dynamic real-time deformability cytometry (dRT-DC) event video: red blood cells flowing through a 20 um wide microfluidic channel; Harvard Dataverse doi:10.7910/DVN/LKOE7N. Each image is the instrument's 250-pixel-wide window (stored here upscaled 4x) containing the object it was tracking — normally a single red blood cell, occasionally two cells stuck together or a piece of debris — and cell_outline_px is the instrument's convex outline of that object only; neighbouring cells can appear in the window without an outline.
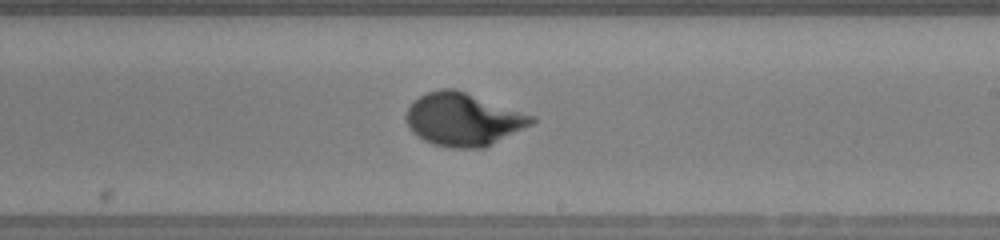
{"species": "human", "species_latin": "Homo sapiens", "temperature_condition": "warm", "stored_images_in_passage": 35, "camera_frame_rate_fps": 3000, "um_per_image_px": 0.085, "donor": {"sex": "female"}, "frame": {"image": 1, "passage_image": 14, "time_ms": 4.333, "image_size_px": [1000, 240], "cell_outline_px": [[536, 120], [532, 124], [484, 148], [452, 148], [432, 144], [424, 140], [412, 132], [408, 128], [408, 108], [412, 100], [428, 92], [440, 88], [456, 88], [536, 116]], "centroid_in_image_um": [39.39, 10.14], "position_along_channel_um": 249.6, "area_um2": 38.73}}
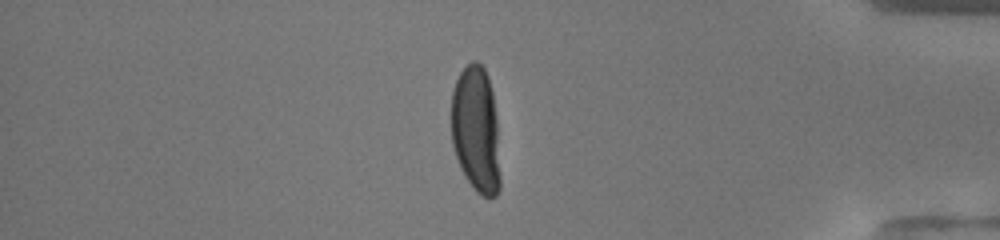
{"frame": {"image": 2, "passage_image": 27, "time_ms": 8.667, "image_size_px": [1000, 240], "cell_outline_px": [[500, 188], [496, 196], [480, 196], [476, 192], [464, 176], [460, 168], [452, 144], [452, 92], [456, 80], [460, 72], [472, 60], [476, 60], [484, 68], [488, 76], [492, 92], [496, 120], [500, 176]], "centroid_in_image_um": [40.45, 11.04], "position_along_channel_um": 394.7, "area_um2": 36.07}}
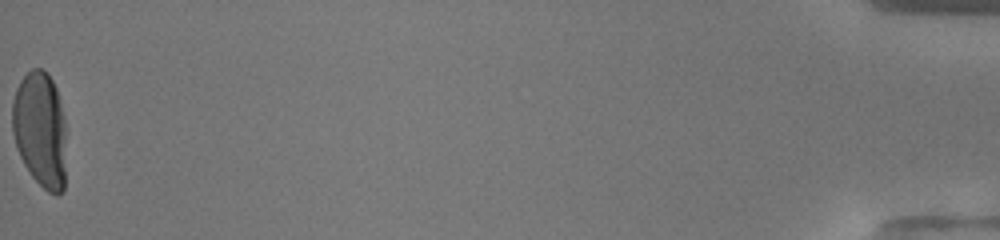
{"frame": {"image": 3, "passage_image": 35, "time_ms": 11.333, "image_size_px": [1000, 240], "cell_outline_px": [[64, 188], [56, 196], [48, 192], [32, 176], [24, 164], [16, 148], [12, 132], [12, 100], [16, 88], [20, 80], [32, 68], [40, 68], [52, 80], [56, 88], [64, 116]], "centroid_in_image_um": [3.39, 11.0], "position_along_channel_um": 431.8, "area_um2": 36.24}}